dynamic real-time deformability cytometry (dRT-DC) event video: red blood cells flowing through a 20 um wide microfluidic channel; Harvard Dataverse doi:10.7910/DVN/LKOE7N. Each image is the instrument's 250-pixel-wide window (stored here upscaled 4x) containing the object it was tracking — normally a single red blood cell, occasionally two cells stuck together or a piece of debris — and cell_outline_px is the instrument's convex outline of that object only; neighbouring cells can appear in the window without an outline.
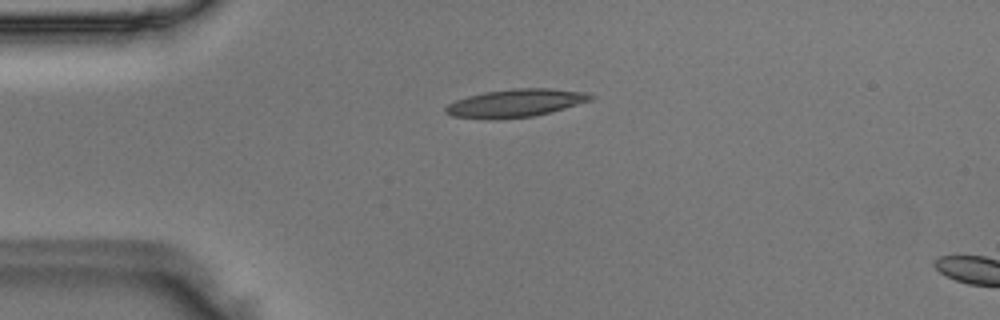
{"species": "Egyptian fruit bat (a non-hibernating species)", "species_latin": "Rousettus aegyptiacus", "temperature_condition": "room temperature", "stored_images_in_passage": 5, "camera_frame_rate_fps": 3000, "um_per_image_px": 0.085, "animal": {"sex": "male"}, "frame": {"image": 1, "passage_image": 2, "time_ms": 0.333, "image_size_px": [1000, 320], "cell_outline_px": [[596, 96], [592, 100], [564, 108], [532, 116], [496, 120], [492, 120], [452, 116], [444, 112], [444, 108], [448, 104], [456, 100], [468, 96], [484, 92], [512, 88], [548, 88], [588, 92]], "centroid_in_image_um": [43.81, 8.76], "position_along_channel_um": 41.2, "area_um2": 23.76}}